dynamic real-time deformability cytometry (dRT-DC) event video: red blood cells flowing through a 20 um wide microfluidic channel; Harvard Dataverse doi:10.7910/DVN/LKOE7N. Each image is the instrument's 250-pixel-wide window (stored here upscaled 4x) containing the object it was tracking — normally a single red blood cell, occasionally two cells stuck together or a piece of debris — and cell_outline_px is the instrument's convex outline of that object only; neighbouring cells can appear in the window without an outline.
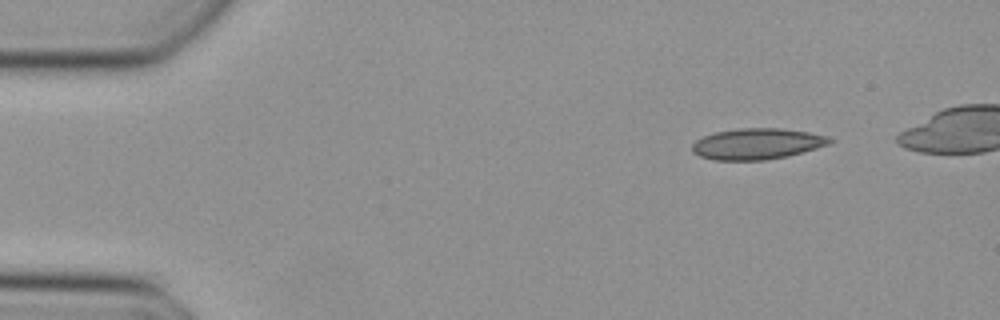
{"species": "Egyptian fruit bat (a non-hibernating species)", "species_latin": "Rousettus aegyptiacus", "temperature_condition": "cold", "stored_images_in_passage": 39, "camera_frame_rate_fps": 3000, "um_per_image_px": 0.085, "animal": {"sex": "female"}, "frame": {"image": 1, "passage_image": 1, "time_ms": 0.0, "image_size_px": [1000, 320], "cell_outline_px": [[836, 140], [828, 144], [816, 148], [788, 156], [764, 160], [712, 160], [700, 156], [692, 152], [692, 144], [696, 140], [712, 132], [736, 128], [780, 128], [808, 132], [828, 136]], "centroid_in_image_um": [64.33, 12.22], "position_along_channel_um": 20.7, "area_um2": 25.03}}
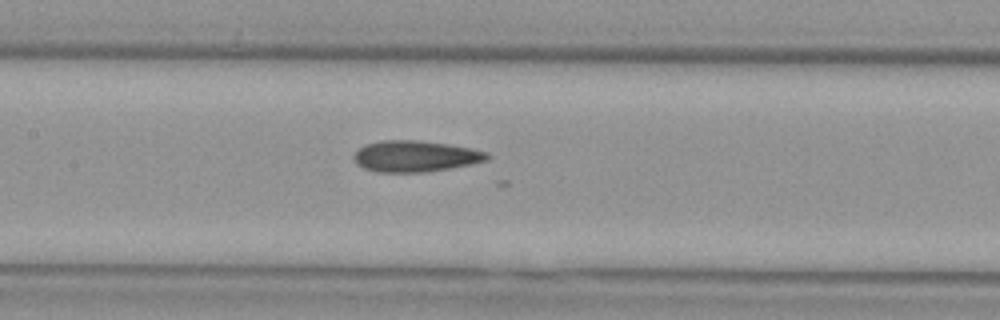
{"frame": {"image": 2, "passage_image": 18, "time_ms": 5.667, "image_size_px": [1000, 320], "cell_outline_px": [[492, 156], [488, 160], [448, 168], [424, 172], [376, 172], [364, 168], [356, 164], [352, 156], [364, 144], [380, 140], [416, 140], [448, 144], [472, 148], [488, 152]], "centroid_in_image_um": [35.28, 13.27], "position_along_channel_um": 172.1, "area_um2": 24.28}}
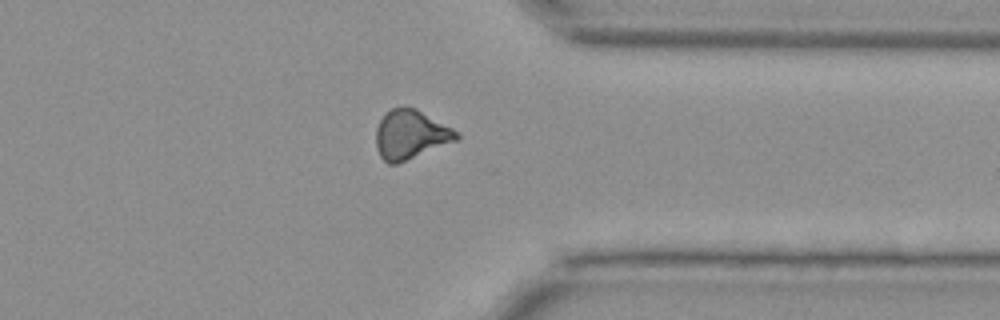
{"frame": {"image": 3, "passage_image": 33, "time_ms": 10.667, "image_size_px": [1000, 320], "cell_outline_px": [[460, 140], [396, 164], [388, 164], [380, 156], [376, 148], [376, 128], [380, 120], [392, 108], [400, 104], [416, 108], [452, 128], [460, 136]], "centroid_in_image_um": [34.9, 11.43], "position_along_channel_um": 376.5, "area_um2": 23.24}}